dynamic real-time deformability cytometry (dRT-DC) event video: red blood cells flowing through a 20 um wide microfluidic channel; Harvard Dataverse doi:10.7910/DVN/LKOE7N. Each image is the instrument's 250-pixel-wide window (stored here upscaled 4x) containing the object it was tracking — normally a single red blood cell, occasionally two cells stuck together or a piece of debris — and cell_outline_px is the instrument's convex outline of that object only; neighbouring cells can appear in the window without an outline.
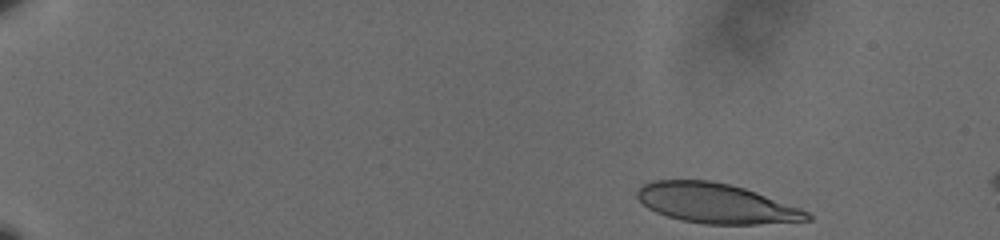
{"species": "human", "species_latin": "Homo sapiens", "temperature_condition": "cold", "stored_images_in_passage": 52, "camera_frame_rate_fps": 3000, "um_per_image_px": 0.085, "donor": {"sex": "male"}, "frame": {"image": 1, "passage_image": 1, "time_ms": 0.0, "image_size_px": [1000, 240], "cell_outline_px": [[812, 220], [756, 224], [704, 224], [680, 220], [656, 212], [648, 208], [636, 196], [636, 192], [644, 184], [652, 180], [712, 180], [744, 188], [756, 192], [800, 208], [808, 212], [812, 216]], "centroid_in_image_um": [60.86, 17.28], "position_along_channel_um": 24.1, "area_um2": 39.25}}
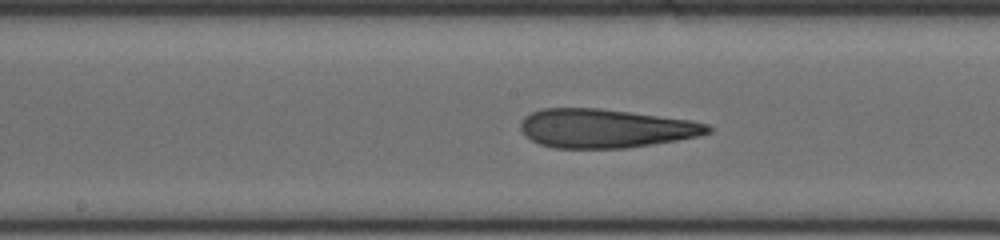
{"frame": {"image": 2, "passage_image": 27, "time_ms": 8.667, "image_size_px": [1000, 240], "cell_outline_px": [[712, 132], [700, 136], [628, 148], [552, 148], [540, 144], [524, 136], [520, 128], [520, 124], [524, 116], [532, 112], [544, 108], [600, 108], [688, 120], [708, 124], [712, 128]], "centroid_in_image_um": [51.43, 10.92], "position_along_channel_um": 196.8, "area_um2": 42.37}}
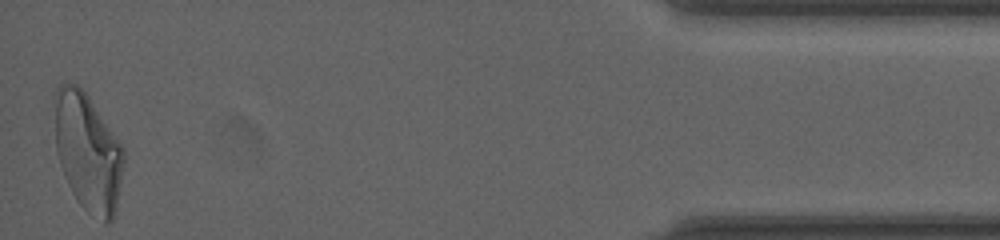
{"frame": {"image": 3, "passage_image": 52, "time_ms": 17.0, "image_size_px": [1000, 240], "cell_outline_px": [[124, 164], [116, 212], [112, 220], [108, 224], [104, 224], [88, 212], [80, 204], [72, 192], [68, 184], [60, 164], [56, 152], [56, 88], [60, 84], [68, 80], [76, 84], [88, 96], [124, 148]], "centroid_in_image_um": [7.49, 12.97], "position_along_channel_um": 427.7, "area_um2": 47.22}, "authors_computed_cell_mechanics": {"area_um2": 42.194, "velocity_mm_per_s": 3.5806, "shape_relaxation_time_tau1_ms": null, "shape_relaxation_time_tau2_ms": 2.8564, "deformation_change_tau1": null, "deformation_change_tau2": 0.1352}}